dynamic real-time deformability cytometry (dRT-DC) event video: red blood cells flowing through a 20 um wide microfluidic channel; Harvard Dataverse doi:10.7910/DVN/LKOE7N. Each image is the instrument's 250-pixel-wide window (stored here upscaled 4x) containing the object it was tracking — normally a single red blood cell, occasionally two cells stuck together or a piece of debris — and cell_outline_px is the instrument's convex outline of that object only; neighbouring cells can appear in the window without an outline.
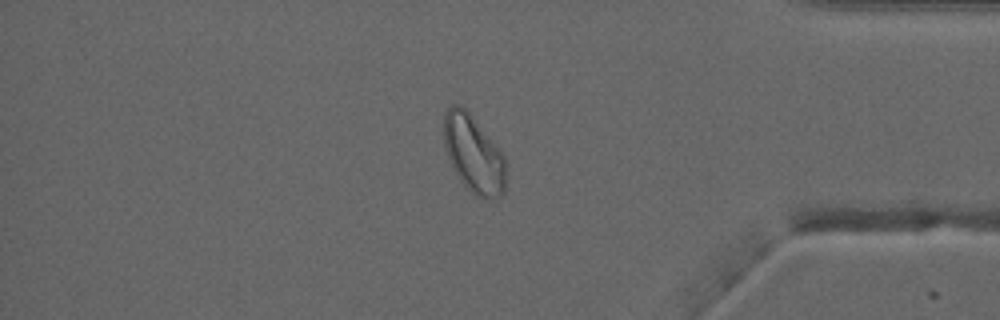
{"species": "common noctule bat (a hibernating species)", "species_latin": "Nyctalus noctula", "temperature_condition": "warm", "stored_images_in_passage": 52, "camera_frame_rate_fps": 3000, "um_per_image_px": 0.085, "animal": {"sex": "male", "forearm_length_mm": 52.5}, "frame": {"image": 1, "passage_image": 45, "time_ms": 14.667, "image_size_px": [1000, 320], "cell_outline_px": [[508, 164], [504, 192], [500, 196], [492, 200], [476, 196], [460, 180], [448, 156], [444, 144], [444, 112], [452, 104], [460, 104], [468, 112], [500, 148]], "centroid_in_image_um": [40.3, 13.1], "position_along_channel_um": 394.9, "area_um2": 28.15}, "authors_computed_cell_mechanics": {"area_um2": 29.9115, "velocity_mm_per_s": 4.0155, "shape_relaxation_time_tau1_ms": null, "shape_relaxation_time_tau2_ms": 1.6186, "deformation_change_tau1": null, "deformation_change_tau2": 0.0696}}